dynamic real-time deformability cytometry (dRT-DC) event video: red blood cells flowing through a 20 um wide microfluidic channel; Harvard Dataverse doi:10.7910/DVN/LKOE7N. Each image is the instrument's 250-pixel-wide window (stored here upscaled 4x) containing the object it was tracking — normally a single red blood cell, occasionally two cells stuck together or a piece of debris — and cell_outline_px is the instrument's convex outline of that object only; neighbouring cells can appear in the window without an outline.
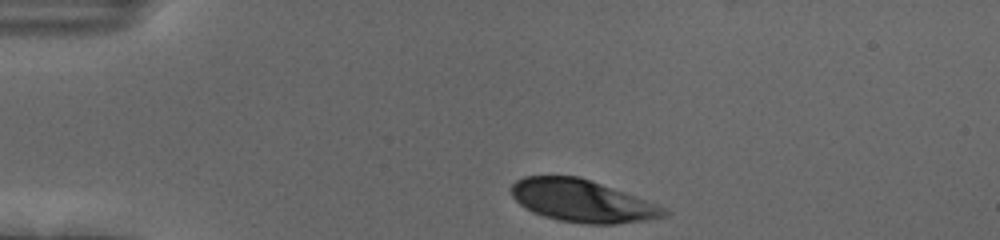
{"species": "human", "species_latin": "Homo sapiens", "temperature_condition": "cold", "stored_images_in_passage": 35, "camera_frame_rate_fps": 3000, "um_per_image_px": 0.085, "donor": {"sex": "female"}, "frame": {"image": 1, "passage_image": 1, "time_ms": 0.0, "image_size_px": [1000, 240], "cell_outline_px": [[668, 216], [648, 220], [616, 224], [584, 224], [560, 220], [544, 216], [532, 212], [524, 208], [508, 192], [508, 188], [516, 180], [524, 176], [580, 176], [668, 208]], "centroid_in_image_um": [49.47, 17.08], "position_along_channel_um": 35.5, "area_um2": 37.92}}
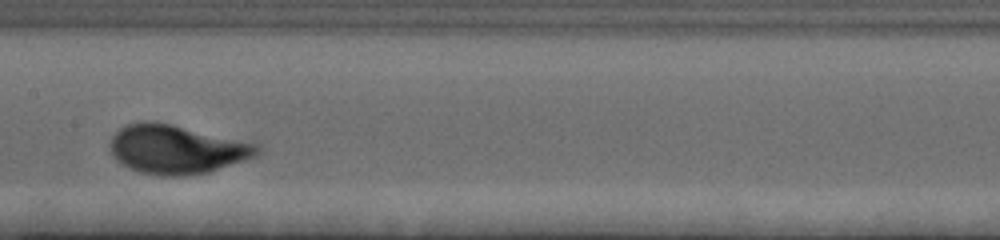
{"frame": {"image": 2, "passage_image": 18, "time_ms": 5.667, "image_size_px": [1000, 240], "cell_outline_px": [[260, 152], [256, 156], [208, 172], [184, 176], [164, 176], [140, 172], [120, 164], [112, 156], [112, 136], [124, 124], [140, 120], [152, 120], [172, 124], [260, 144]], "centroid_in_image_um": [15.0, 12.67], "position_along_channel_um": 192.4, "area_um2": 42.02}}
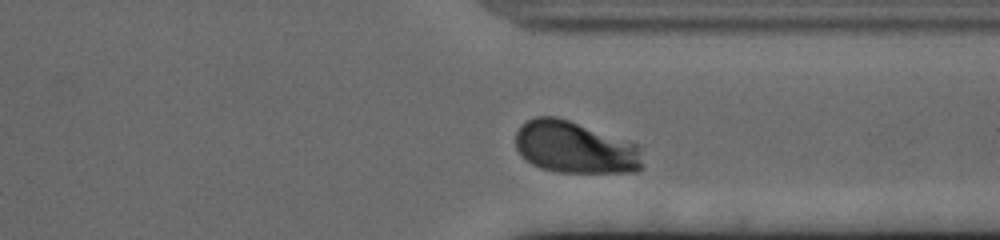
{"frame": {"image": 3, "passage_image": 32, "time_ms": 10.333, "image_size_px": [1000, 240], "cell_outline_px": [[644, 168], [636, 172], [556, 172], [540, 168], [524, 160], [520, 156], [516, 148], [516, 132], [520, 124], [524, 120], [536, 116], [556, 116], [568, 120], [636, 144], [640, 148], [644, 164]], "centroid_in_image_um": [48.83, 12.54], "position_along_channel_um": 362.6, "area_um2": 38.78}, "authors_computed_cell_mechanics": {"area_um2": 39.4774, "velocity_mm_per_s": 3.632, "shape_relaxation_time_tau1_ms": 2.1852, "shape_relaxation_time_tau2_ms": null, "deformation_change_tau1": 0.1695, "deformation_change_tau2": null}}